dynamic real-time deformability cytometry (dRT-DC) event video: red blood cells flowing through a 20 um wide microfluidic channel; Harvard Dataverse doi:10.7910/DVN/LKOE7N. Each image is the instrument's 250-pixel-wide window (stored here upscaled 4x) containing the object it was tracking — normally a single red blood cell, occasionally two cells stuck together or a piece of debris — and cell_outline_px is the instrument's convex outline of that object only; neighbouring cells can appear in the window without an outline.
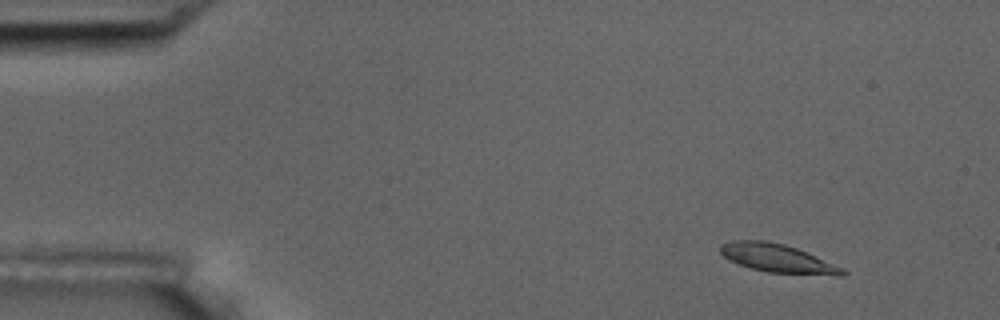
{"species": "common noctule bat (a hibernating species)", "species_latin": "Nyctalus noctula", "temperature_condition": "room temperature", "stored_images_in_passage": 5, "camera_frame_rate_fps": 3000, "um_per_image_px": 0.085, "animal": {"sex": "male", "body_mass_g": 17.5, "forearm_length_mm": 52.3}, "frame": {"image": 1, "passage_image": 2, "time_ms": 1.333, "image_size_px": [1000, 320], "cell_outline_px": [[848, 272], [844, 276], [836, 276], [768, 272], [752, 268], [728, 260], [720, 252], [720, 244], [732, 240], [764, 240], [784, 244], [796, 248], [844, 268]], "centroid_in_image_um": [66.11, 21.96], "position_along_channel_um": 18.9, "area_um2": 20.23}}
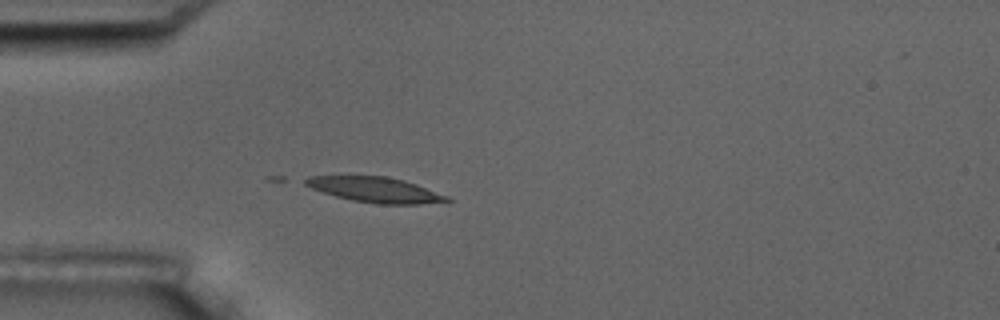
{"frame": {"image": 2, "passage_image": 5, "time_ms": 4.667, "image_size_px": [1000, 320], "cell_outline_px": [[452, 200], [420, 204], [376, 204], [352, 200], [336, 196], [312, 188], [304, 184], [300, 180], [308, 176], [384, 176], [404, 180], [416, 184], [448, 196]], "centroid_in_image_um": [31.86, 16.12], "position_along_channel_um": 53.1, "area_um2": 20.69}}